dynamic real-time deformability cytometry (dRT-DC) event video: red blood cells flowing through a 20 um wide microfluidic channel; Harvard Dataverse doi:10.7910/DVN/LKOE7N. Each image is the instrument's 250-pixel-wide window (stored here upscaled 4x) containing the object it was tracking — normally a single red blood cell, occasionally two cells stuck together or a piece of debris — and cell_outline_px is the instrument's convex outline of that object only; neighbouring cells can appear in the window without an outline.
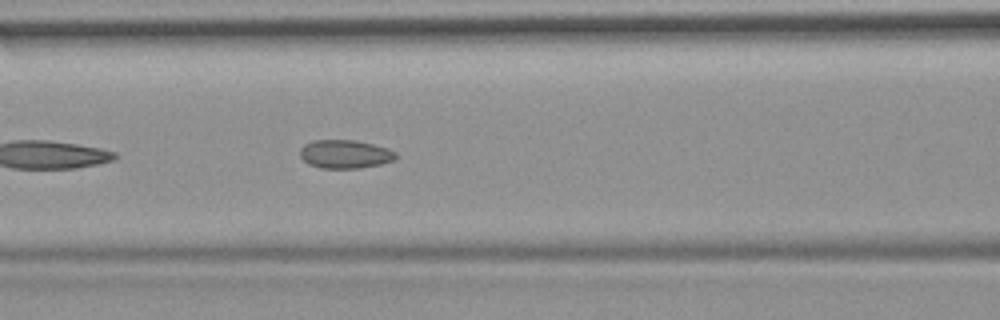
{"species": "common noctule bat (a hibernating species)", "species_latin": "Nyctalus noctula", "temperature_condition": "room temperature", "stored_images_in_passage": 11, "camera_frame_rate_fps": 3000, "um_per_image_px": 0.085, "animal": {"sex": "female", "body_mass_g": 19.9}, "frame": {"image": 1, "passage_image": 8, "time_ms": 2.333, "image_size_px": [1000, 320], "cell_outline_px": [[396, 156], [392, 160], [380, 164], [360, 168], [320, 168], [308, 164], [300, 156], [300, 148], [304, 144], [312, 140], [356, 140], [388, 148], [396, 152]], "centroid_in_image_um": [29.29, 13.09], "position_along_channel_um": 137.3, "area_um2": 15.9}}